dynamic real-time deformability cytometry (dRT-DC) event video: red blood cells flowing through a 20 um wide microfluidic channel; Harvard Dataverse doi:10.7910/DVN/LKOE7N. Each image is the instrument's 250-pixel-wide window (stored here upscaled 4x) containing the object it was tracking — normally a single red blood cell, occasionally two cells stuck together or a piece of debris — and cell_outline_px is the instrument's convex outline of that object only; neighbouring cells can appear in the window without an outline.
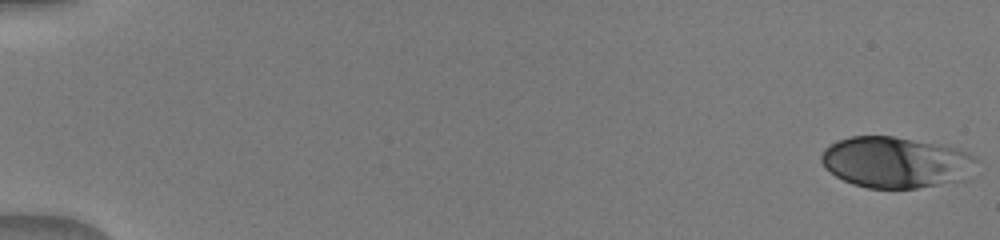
{"species": "human", "species_latin": "Homo sapiens", "temperature_condition": "warm", "stored_images_in_passage": 51, "camera_frame_rate_fps": 3000, "um_per_image_px": 0.085, "donor": {"sex": "male"}, "frame": {"image": 1, "passage_image": 1, "time_ms": 0.0, "image_size_px": [1000, 240], "cell_outline_px": [[980, 160], [968, 180], [916, 188], [868, 188], [852, 184], [836, 176], [824, 168], [820, 160], [820, 156], [824, 148], [836, 140], [852, 136], [892, 136], [960, 148], [976, 156]], "centroid_in_image_um": [76.2, 13.8], "position_along_channel_um": 8.8, "area_um2": 46.99}}
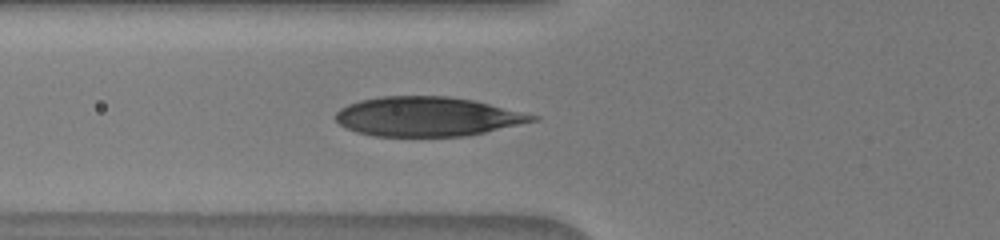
{"frame": {"image": 2, "passage_image": 20, "time_ms": 6.333, "image_size_px": [1000, 240], "cell_outline_px": [[540, 120], [484, 132], [464, 136], [376, 136], [356, 132], [340, 124], [336, 120], [336, 112], [340, 108], [348, 104], [360, 100], [380, 96], [448, 96], [476, 100], [540, 116]], "centroid_in_image_um": [36.35, 9.9], "position_along_channel_um": 89.4, "area_um2": 45.26}}
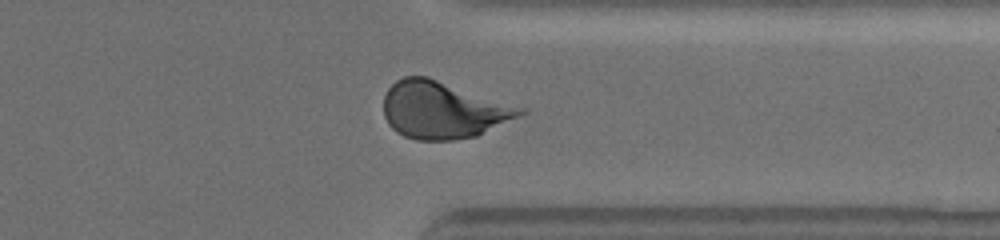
{"frame": {"image": 3, "passage_image": 41, "time_ms": 13.333, "image_size_px": [1000, 240], "cell_outline_px": [[528, 112], [476, 136], [452, 140], [416, 140], [404, 136], [396, 132], [388, 124], [384, 116], [384, 96], [388, 88], [396, 80], [404, 76], [428, 76], [528, 108]], "centroid_in_image_um": [37.68, 9.33], "position_along_channel_um": 373.7, "area_um2": 45.84}}